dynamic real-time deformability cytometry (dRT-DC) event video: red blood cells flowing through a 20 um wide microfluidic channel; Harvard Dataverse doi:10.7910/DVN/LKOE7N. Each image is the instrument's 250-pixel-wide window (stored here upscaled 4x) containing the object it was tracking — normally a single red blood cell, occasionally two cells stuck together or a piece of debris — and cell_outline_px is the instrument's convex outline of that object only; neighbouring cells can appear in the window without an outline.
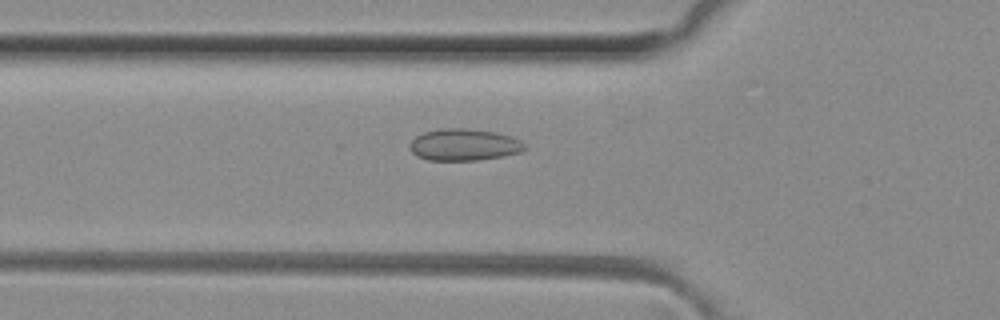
{"species": "common noctule bat (a hibernating species)", "species_latin": "Nyctalus noctula", "temperature_condition": "room temperature", "stored_images_in_passage": 46, "camera_frame_rate_fps": 3000, "um_per_image_px": 0.085, "animal": {"sex": "female", "body_mass_g": 29.2, "forearm_length_mm": 56.3}, "frame": {"image": 1, "passage_image": 15, "time_ms": 4.667, "image_size_px": [1000, 320], "cell_outline_px": [[528, 148], [520, 152], [504, 156], [476, 160], [428, 160], [416, 156], [408, 148], [408, 144], [416, 136], [424, 132], [440, 128], [468, 128], [496, 132], [512, 136], [520, 140]], "centroid_in_image_um": [39.43, 12.29], "position_along_channel_um": 86.4, "area_um2": 21.56}}
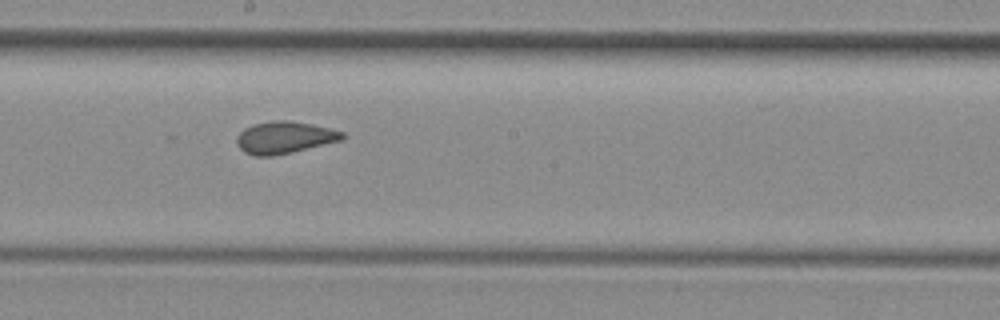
{"frame": {"image": 2, "passage_image": 25, "time_ms": 8.0, "image_size_px": [1000, 320], "cell_outline_px": [[348, 136], [344, 140], [292, 152], [272, 156], [256, 156], [244, 152], [236, 144], [236, 136], [244, 128], [252, 124], [272, 120], [288, 120], [312, 124], [332, 128], [344, 132]], "centroid_in_image_um": [24.21, 11.68], "position_along_channel_um": 224.0, "area_um2": 20.11}}
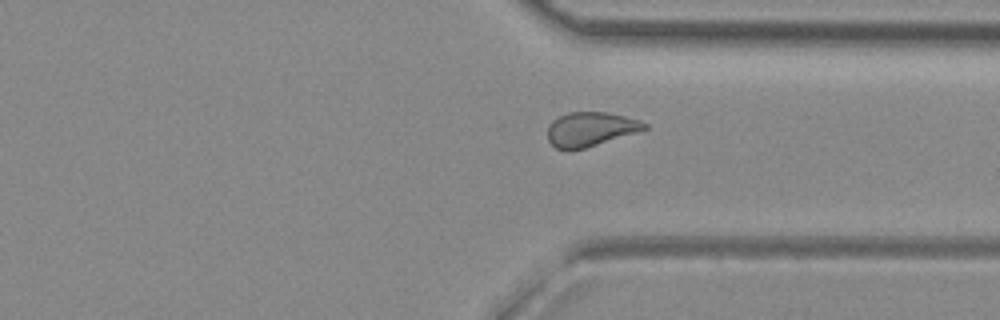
{"frame": {"image": 3, "passage_image": 35, "time_ms": 11.333, "image_size_px": [1000, 320], "cell_outline_px": [[648, 128], [636, 132], [584, 148], [556, 148], [548, 140], [548, 128], [552, 120], [568, 112], [608, 112], [640, 120], [648, 124]], "centroid_in_image_um": [50.2, 10.95], "position_along_channel_um": 361.2, "area_um2": 18.9}}